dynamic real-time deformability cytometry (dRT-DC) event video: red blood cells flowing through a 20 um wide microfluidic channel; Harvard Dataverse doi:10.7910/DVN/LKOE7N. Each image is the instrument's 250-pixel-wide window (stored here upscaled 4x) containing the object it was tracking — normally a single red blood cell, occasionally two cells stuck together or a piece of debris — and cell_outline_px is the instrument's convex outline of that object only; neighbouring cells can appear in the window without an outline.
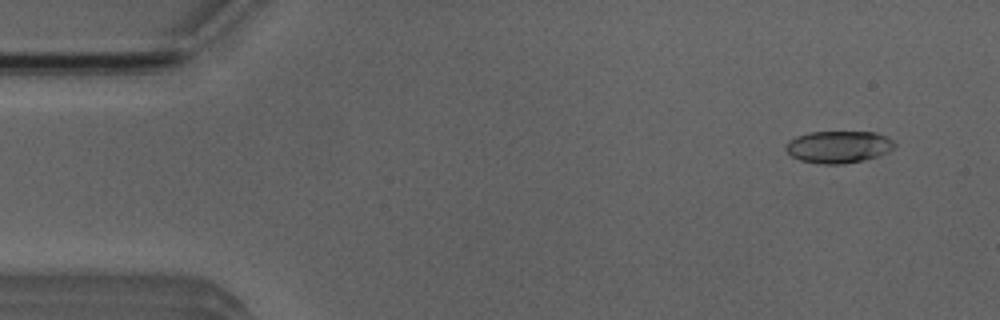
{"species": "Egyptian fruit bat (a non-hibernating species)", "species_latin": "Rousettus aegyptiacus", "temperature_condition": "room temperature", "stored_images_in_passage": 11, "camera_frame_rate_fps": 3000, "um_per_image_px": 0.085, "animal": {"sex": "male"}, "frame": {"image": 1, "passage_image": 1, "time_ms": 0.0, "image_size_px": [1000, 320], "cell_outline_px": [[896, 148], [888, 152], [864, 160], [844, 164], [824, 164], [800, 160], [792, 156], [784, 148], [784, 144], [788, 140], [796, 136], [808, 132], [876, 132], [888, 136], [896, 144]], "centroid_in_image_um": [71.28, 12.47], "position_along_channel_um": 13.7, "area_um2": 20.58}}